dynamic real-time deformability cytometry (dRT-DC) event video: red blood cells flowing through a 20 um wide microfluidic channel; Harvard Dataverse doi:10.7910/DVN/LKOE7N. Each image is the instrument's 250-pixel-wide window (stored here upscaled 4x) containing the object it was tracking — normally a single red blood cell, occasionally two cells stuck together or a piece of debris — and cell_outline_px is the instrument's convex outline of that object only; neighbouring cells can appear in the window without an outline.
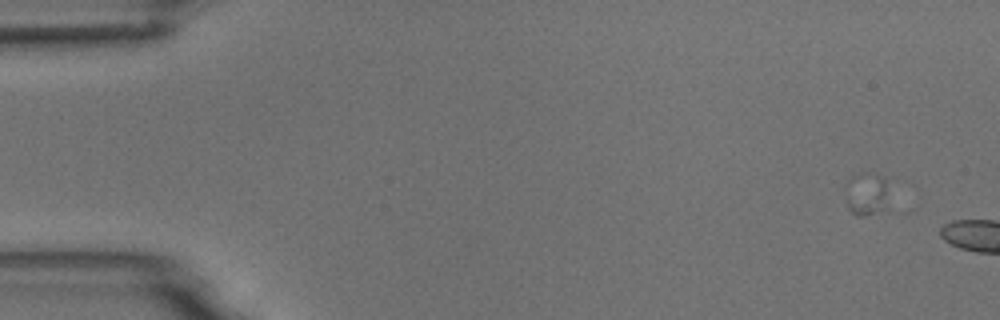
{"species": "common noctule bat (a hibernating species)", "species_latin": "Nyctalus noctula", "temperature_condition": "room temperature", "stored_images_in_passage": 7, "camera_frame_rate_fps": 3000, "um_per_image_px": 0.085, "animal": {"sex": "male", "body_mass_g": 18.8}, "frame": {"image": 1, "passage_image": 3, "time_ms": 0.667, "image_size_px": [1000, 320], "cell_outline_px": [[884, 208], [864, 216], [856, 216], [848, 208], [844, 188], [844, 184], [856, 172], [868, 172], [880, 176], [884, 180]], "centroid_in_image_um": [73.5, 16.44], "position_along_channel_um": 11.5, "area_um2": 10.52}}